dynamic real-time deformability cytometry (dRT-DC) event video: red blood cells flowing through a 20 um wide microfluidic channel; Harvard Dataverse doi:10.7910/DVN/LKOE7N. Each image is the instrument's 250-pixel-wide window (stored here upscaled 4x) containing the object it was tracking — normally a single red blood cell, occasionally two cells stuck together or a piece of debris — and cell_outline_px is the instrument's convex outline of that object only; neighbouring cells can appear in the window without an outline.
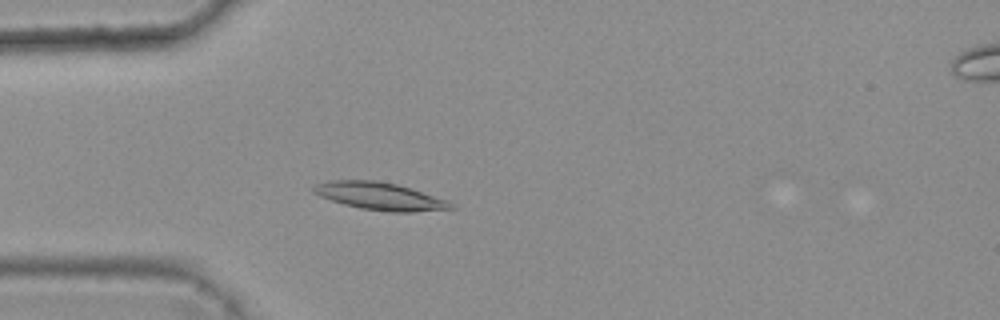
{"species": "common noctule bat (a hibernating species)", "species_latin": "Nyctalus noctula", "temperature_condition": "warm", "stored_images_in_passage": 3, "camera_frame_rate_fps": 3000, "um_per_image_px": 0.085, "animal": {"sex": "female", "body_mass_g": 25.1}, "frame": {"image": 1, "passage_image": 3, "time_ms": 0.667, "image_size_px": [1000, 320], "cell_outline_px": [[456, 208], [412, 212], [388, 212], [360, 208], [344, 204], [320, 196], [312, 192], [312, 188], [316, 184], [328, 180], [376, 180], [396, 184], [448, 200]], "centroid_in_image_um": [32.27, 16.67], "position_along_channel_um": 52.7, "area_um2": 21.91}}